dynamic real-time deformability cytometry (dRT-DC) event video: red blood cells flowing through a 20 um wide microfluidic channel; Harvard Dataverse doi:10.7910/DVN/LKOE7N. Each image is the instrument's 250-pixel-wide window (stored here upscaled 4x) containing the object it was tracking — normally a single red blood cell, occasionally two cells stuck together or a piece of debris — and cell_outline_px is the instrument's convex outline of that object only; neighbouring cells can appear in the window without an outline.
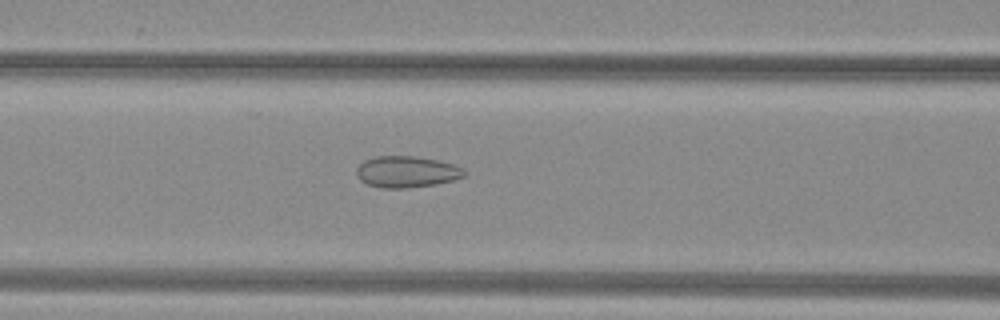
{"species": "common noctule bat (a hibernating species)", "species_latin": "Nyctalus noctula", "temperature_condition": "warm", "stored_images_in_passage": 25, "camera_frame_rate_fps": 3000, "um_per_image_px": 0.085, "animal": {"sex": "female", "body_mass_g": 29.2, "forearm_length_mm": 56.3}, "frame": {"image": 1, "passage_image": 15, "time_ms": 4.667, "image_size_px": [1000, 320], "cell_outline_px": [[468, 172], [464, 176], [452, 180], [436, 184], [408, 188], [380, 188], [368, 184], [360, 180], [356, 176], [356, 168], [364, 160], [376, 156], [412, 156], [436, 160], [452, 164], [464, 168]], "centroid_in_image_um": [34.55, 14.61], "position_along_channel_um": 132.1, "area_um2": 19.77}}
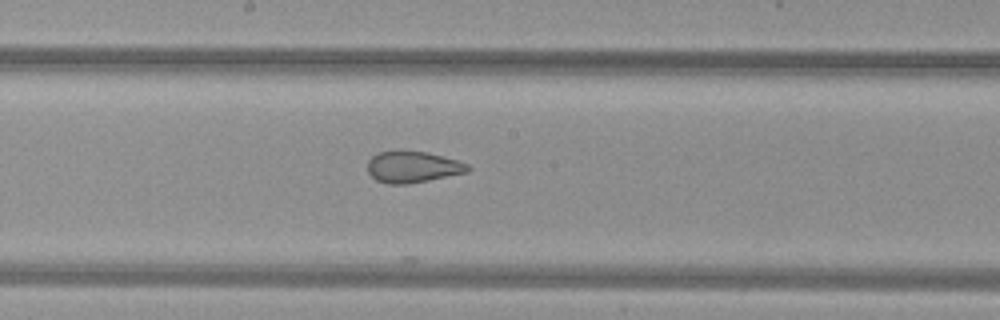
{"frame": {"image": 2, "passage_image": 21, "time_ms": 6.667, "image_size_px": [1000, 320], "cell_outline_px": [[472, 168], [468, 172], [408, 184], [388, 184], [376, 180], [368, 172], [368, 160], [372, 156], [380, 152], [424, 152], [456, 160], [468, 164]], "centroid_in_image_um": [35.08, 14.22], "position_along_channel_um": 213.1, "area_um2": 17.92}}
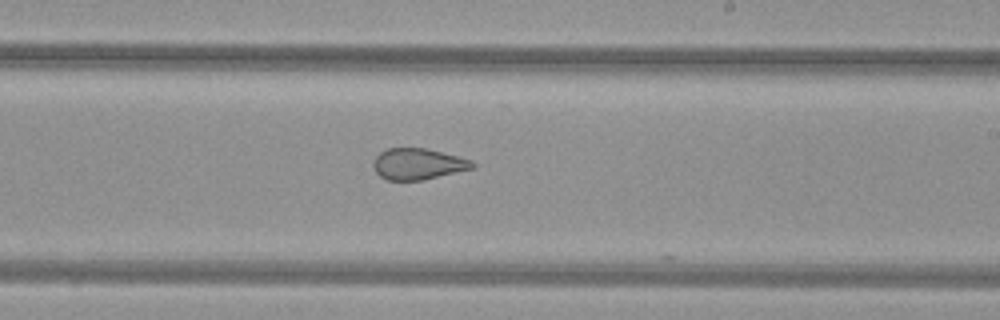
{"frame": {"image": 3, "passage_image": 24, "time_ms": 7.667, "image_size_px": [1000, 320], "cell_outline_px": [[476, 164], [472, 168], [424, 180], [388, 180], [380, 176], [376, 172], [372, 164], [372, 160], [380, 152], [388, 148], [428, 148], [472, 160]], "centroid_in_image_um": [35.51, 13.93], "position_along_channel_um": 253.5, "area_um2": 18.03}}